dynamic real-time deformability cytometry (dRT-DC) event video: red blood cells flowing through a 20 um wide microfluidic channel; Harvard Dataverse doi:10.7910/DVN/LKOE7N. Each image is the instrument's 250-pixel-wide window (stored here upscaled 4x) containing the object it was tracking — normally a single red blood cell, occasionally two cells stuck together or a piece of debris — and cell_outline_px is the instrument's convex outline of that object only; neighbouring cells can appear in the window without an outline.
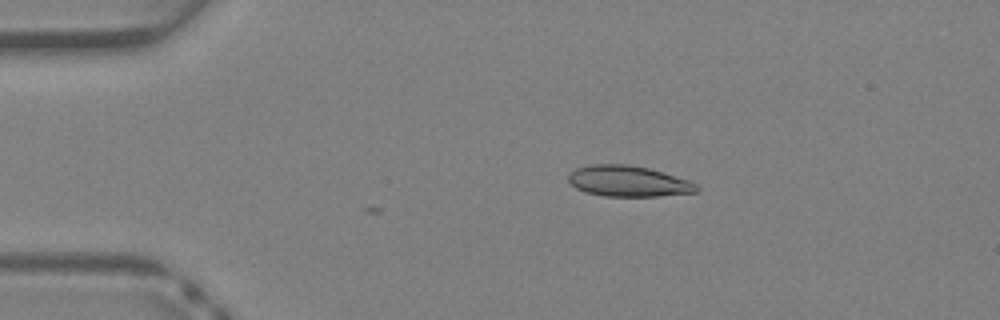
{"species": "Egyptian fruit bat (a non-hibernating species)", "species_latin": "Rousettus aegyptiacus", "temperature_condition": "warm", "stored_images_in_passage": 2, "camera_frame_rate_fps": 3000, "um_per_image_px": 0.085, "animal": {"sex": "female"}, "frame": {"image": 1, "passage_image": 2, "time_ms": 0.333, "image_size_px": [1000, 320], "cell_outline_px": [[700, 188], [696, 192], [660, 196], [604, 196], [584, 192], [576, 188], [568, 180], [568, 176], [576, 168], [592, 164], [628, 164], [648, 168], [688, 180], [696, 184]], "centroid_in_image_um": [53.39, 15.4], "position_along_channel_um": 31.6, "area_um2": 22.95}}